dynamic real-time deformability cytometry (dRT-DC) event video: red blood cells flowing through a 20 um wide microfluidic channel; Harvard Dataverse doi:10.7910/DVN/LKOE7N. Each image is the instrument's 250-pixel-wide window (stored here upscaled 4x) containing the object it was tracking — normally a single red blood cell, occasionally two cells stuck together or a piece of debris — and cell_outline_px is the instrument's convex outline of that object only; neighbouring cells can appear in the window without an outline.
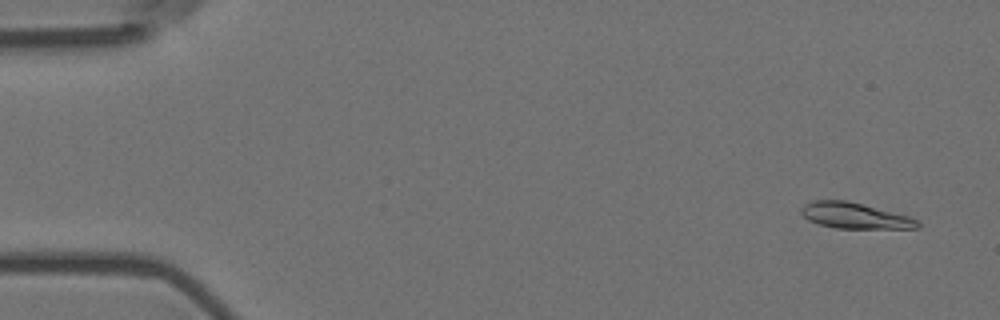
{"species": "Egyptian fruit bat (a non-hibernating species)", "species_latin": "Rousettus aegyptiacus", "temperature_condition": "room temperature", "stored_images_in_passage": 2, "camera_frame_rate_fps": 3000, "um_per_image_px": 0.085, "animal": {"sex": "female"}, "frame": {"image": 1, "passage_image": 2, "time_ms": 0.333, "image_size_px": [1000, 320], "cell_outline_px": [[920, 228], [836, 228], [820, 224], [808, 220], [800, 212], [800, 208], [804, 204], [812, 200], [844, 200], [908, 216], [916, 220], [920, 224]], "centroid_in_image_um": [72.59, 18.33], "position_along_channel_um": 12.4, "area_um2": 17.17}}